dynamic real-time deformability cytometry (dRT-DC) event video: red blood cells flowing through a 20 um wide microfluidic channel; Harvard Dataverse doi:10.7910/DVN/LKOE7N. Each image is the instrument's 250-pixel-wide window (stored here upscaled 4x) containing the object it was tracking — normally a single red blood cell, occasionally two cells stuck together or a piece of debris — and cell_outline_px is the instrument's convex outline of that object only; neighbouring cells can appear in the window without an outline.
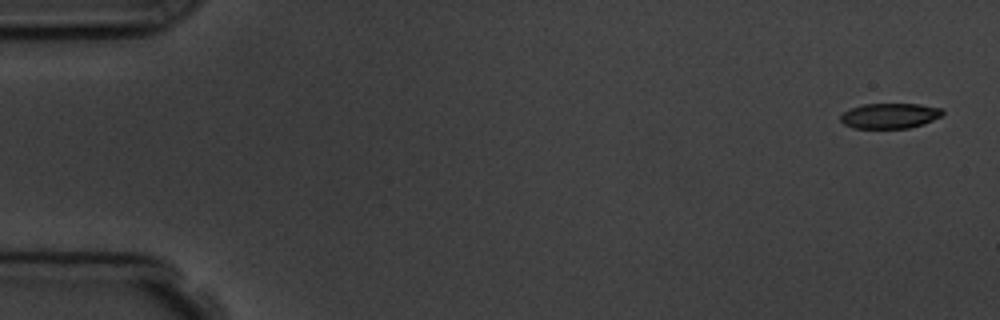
{"species": "common noctule bat (a hibernating species)", "species_latin": "Nyctalus noctula", "temperature_condition": "room temperature", "stored_images_in_passage": 4, "camera_frame_rate_fps": 3000, "um_per_image_px": 0.085, "animal": {"sex": "male", "body_mass_g": 19.5, "forearm_length_mm": 54.6}, "frame": {"image": 1, "passage_image": 1, "time_ms": 0.0, "image_size_px": [1000, 320], "cell_outline_px": [[944, 112], [940, 116], [924, 124], [908, 128], [852, 128], [844, 124], [840, 120], [840, 116], [844, 112], [852, 108], [864, 104], [920, 104], [940, 108]], "centroid_in_image_um": [75.62, 9.84], "position_along_channel_um": 9.4, "area_um2": 14.91}}
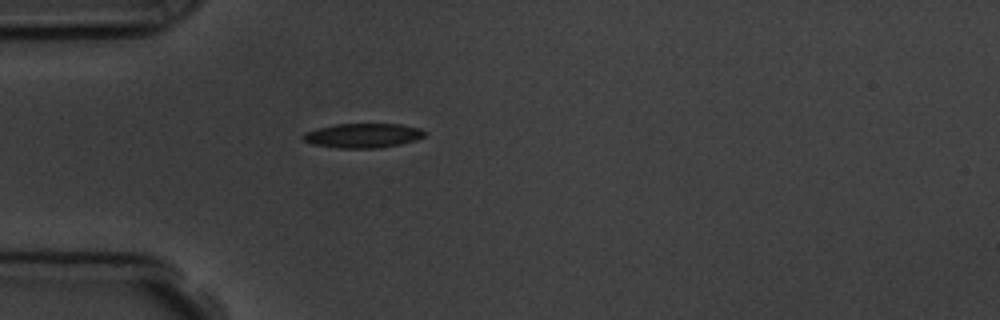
{"frame": {"image": 2, "passage_image": 4, "time_ms": 4.667, "image_size_px": [1000, 320], "cell_outline_px": [[428, 132], [424, 136], [416, 140], [400, 144], [380, 148], [340, 148], [312, 144], [304, 140], [300, 136], [304, 132], [316, 128], [336, 124], [400, 124], [420, 128]], "centroid_in_image_um": [30.85, 11.52], "position_along_channel_um": 54.2, "area_um2": 17.46}}